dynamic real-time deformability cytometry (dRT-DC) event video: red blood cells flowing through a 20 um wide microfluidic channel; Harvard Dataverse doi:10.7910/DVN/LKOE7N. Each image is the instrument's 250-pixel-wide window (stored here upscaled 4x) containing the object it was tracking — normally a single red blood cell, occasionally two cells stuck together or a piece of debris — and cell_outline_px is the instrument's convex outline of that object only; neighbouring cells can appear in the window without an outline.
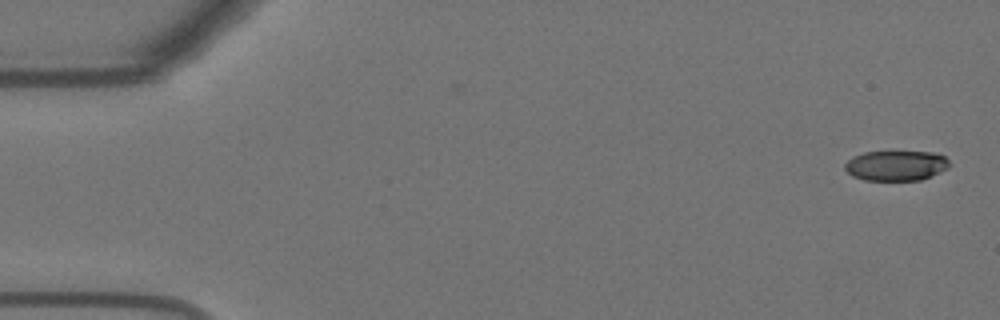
{"species": "Egyptian fruit bat (a non-hibernating species)", "species_latin": "Rousettus aegyptiacus", "temperature_condition": "warm", "stored_images_in_passage": 55, "camera_frame_rate_fps": 3000, "um_per_image_px": 0.085, "animal": {"sex": "female"}, "frame": {"image": 1, "passage_image": 1, "time_ms": 0.0, "image_size_px": [1000, 320], "cell_outline_px": [[948, 168], [932, 176], [920, 180], [864, 180], [852, 176], [844, 168], [844, 164], [852, 156], [864, 152], [932, 152], [944, 156], [948, 160]], "centroid_in_image_um": [76.14, 14.08], "position_along_channel_um": 8.9, "area_um2": 18.32}}
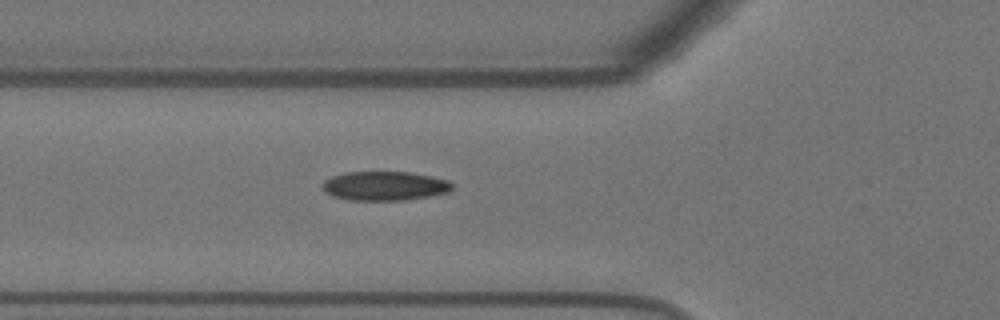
{"frame": {"image": 2, "passage_image": 19, "time_ms": 6.0, "image_size_px": [1000, 320], "cell_outline_px": [[452, 188], [448, 192], [428, 196], [404, 200], [348, 200], [332, 196], [324, 192], [320, 184], [324, 180], [332, 176], [344, 172], [412, 172], [432, 176], [448, 180], [452, 184]], "centroid_in_image_um": [32.65, 15.8], "position_along_channel_um": 93.2, "area_um2": 22.2}}
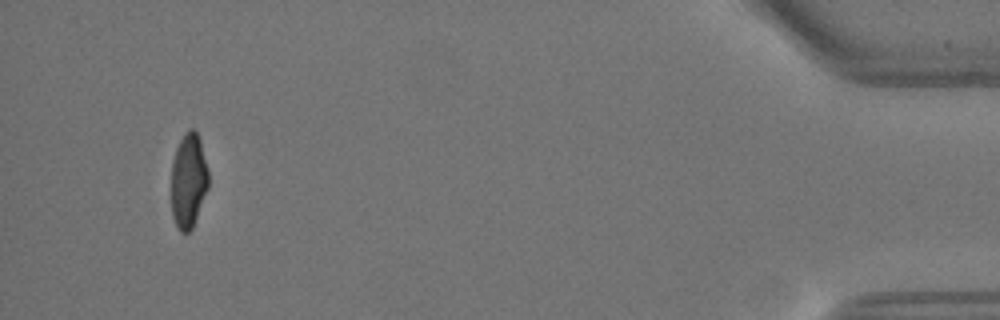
{"frame": {"image": 3, "passage_image": 52, "time_ms": 17.0, "image_size_px": [1000, 320], "cell_outline_px": [[208, 188], [192, 228], [188, 232], [180, 232], [176, 228], [172, 216], [172, 160], [176, 148], [184, 132], [188, 128], [192, 128], [196, 132], [200, 140], [208, 168]], "centroid_in_image_um": [16.01, 15.35], "position_along_channel_um": 419.2, "area_um2": 20.58}, "authors_computed_cell_mechanics": {"area_um2": 21.5016, "velocity_mm_per_s": 3.6541, "shape_relaxation_time_tau1_ms": 6.5991, "shape_relaxation_time_tau2_ms": 1.2624, "deformation_change_tau1": 0.2027, "deformation_change_tau2": 0.0691}}